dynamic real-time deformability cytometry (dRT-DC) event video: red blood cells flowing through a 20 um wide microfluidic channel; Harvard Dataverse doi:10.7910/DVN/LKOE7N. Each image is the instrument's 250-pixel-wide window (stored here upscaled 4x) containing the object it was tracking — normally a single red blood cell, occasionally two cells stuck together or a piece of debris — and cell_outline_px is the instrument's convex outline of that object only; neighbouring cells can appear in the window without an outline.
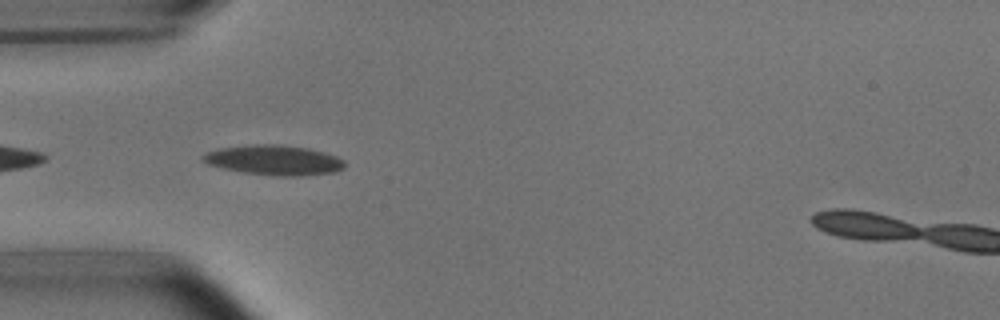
{"species": "common noctule bat (a hibernating species)", "species_latin": "Nyctalus noctula", "temperature_condition": "room temperature", "stored_images_in_passage": 8, "camera_frame_rate_fps": 3000, "um_per_image_px": 0.085, "animal": {"sex": "male", "body_mass_g": 15.6}, "frame": {"image": 1, "passage_image": 2, "time_ms": 0.333, "image_size_px": [1000, 320], "cell_outline_px": [[344, 168], [336, 172], [304, 176], [280, 176], [244, 172], [224, 168], [208, 164], [200, 160], [200, 156], [204, 152], [216, 148], [252, 144], [276, 144], [308, 148], [324, 152], [336, 156], [344, 160]], "centroid_in_image_um": [23.26, 13.6], "position_along_channel_um": 61.7, "area_um2": 24.97}}